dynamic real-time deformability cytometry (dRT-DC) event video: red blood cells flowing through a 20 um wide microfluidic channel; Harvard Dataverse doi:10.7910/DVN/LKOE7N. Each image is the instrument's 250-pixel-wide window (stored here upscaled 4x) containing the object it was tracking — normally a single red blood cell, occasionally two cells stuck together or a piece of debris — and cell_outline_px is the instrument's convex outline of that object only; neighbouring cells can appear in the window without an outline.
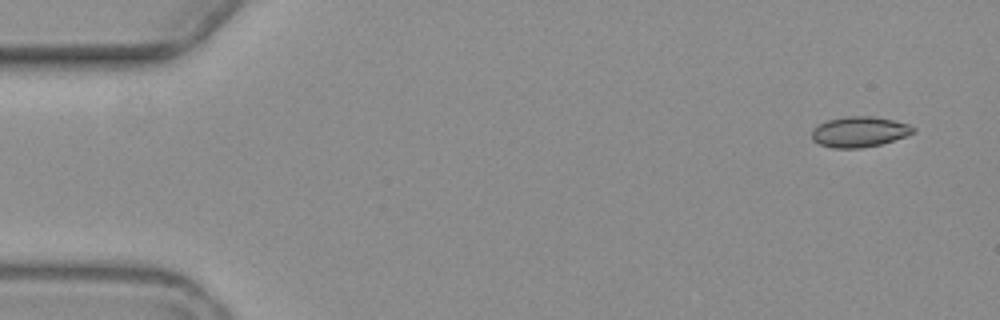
{"species": "common noctule bat (a hibernating species)", "species_latin": "Nyctalus noctula", "temperature_condition": "warm", "stored_images_in_passage": 4, "camera_frame_rate_fps": 3000, "um_per_image_px": 0.085, "animal": {"sex": "female", "body_mass_g": 19.3, "forearm_length_mm": 54.1}, "frame": {"image": 1, "passage_image": 1, "time_ms": 0.0, "image_size_px": [1000, 320], "cell_outline_px": [[916, 132], [880, 144], [860, 148], [832, 148], [820, 144], [812, 140], [812, 128], [828, 120], [844, 116], [872, 116], [892, 120], [908, 124], [916, 128]], "centroid_in_image_um": [73.03, 11.2], "position_along_channel_um": 12.0, "area_um2": 17.92}}
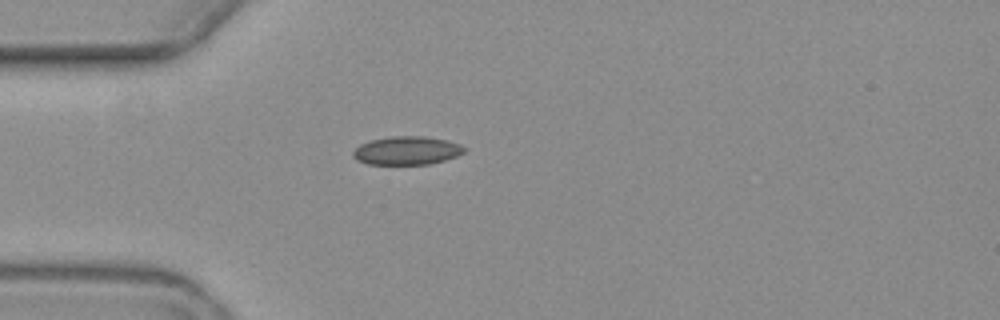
{"frame": {"image": 2, "passage_image": 4, "time_ms": 4.333, "image_size_px": [1000, 320], "cell_outline_px": [[464, 152], [456, 156], [444, 160], [428, 164], [368, 164], [356, 160], [352, 156], [352, 152], [360, 144], [372, 140], [392, 136], [424, 136], [448, 140], [460, 144], [464, 148]], "centroid_in_image_um": [34.56, 12.79], "position_along_channel_um": 50.4, "area_um2": 18.32}}